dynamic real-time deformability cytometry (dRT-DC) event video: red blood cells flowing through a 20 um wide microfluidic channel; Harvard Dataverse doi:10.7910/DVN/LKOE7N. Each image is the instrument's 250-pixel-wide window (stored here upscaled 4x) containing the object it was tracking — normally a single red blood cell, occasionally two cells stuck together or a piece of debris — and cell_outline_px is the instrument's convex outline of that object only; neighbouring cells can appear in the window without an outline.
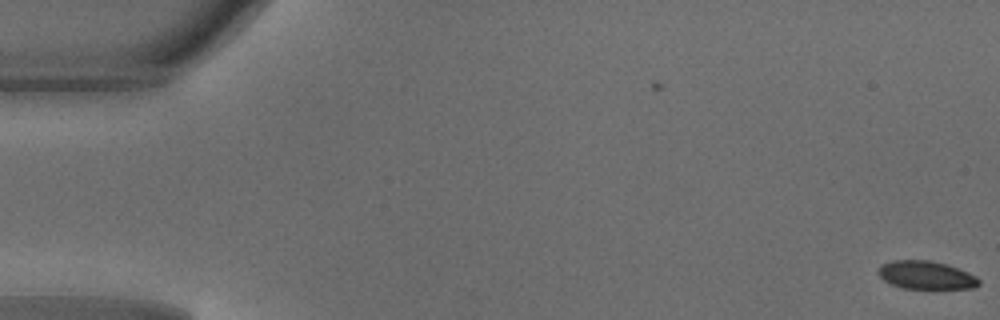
{"species": "common noctule bat (a hibernating species)", "species_latin": "Nyctalus noctula", "temperature_condition": "warm", "stored_images_in_passage": 2, "camera_frame_rate_fps": 3000, "um_per_image_px": 0.085, "animal": {"sex": "male", "body_mass_g": 18.8}, "frame": {"image": 1, "passage_image": 2, "time_ms": 0.333, "image_size_px": [1000, 320], "cell_outline_px": [[980, 284], [972, 288], [904, 288], [892, 284], [884, 280], [876, 272], [880, 264], [892, 260], [928, 260], [944, 264], [968, 272], [976, 276], [980, 280]], "centroid_in_image_um": [78.68, 23.37], "position_along_channel_um": 6.3, "area_um2": 16.36}}